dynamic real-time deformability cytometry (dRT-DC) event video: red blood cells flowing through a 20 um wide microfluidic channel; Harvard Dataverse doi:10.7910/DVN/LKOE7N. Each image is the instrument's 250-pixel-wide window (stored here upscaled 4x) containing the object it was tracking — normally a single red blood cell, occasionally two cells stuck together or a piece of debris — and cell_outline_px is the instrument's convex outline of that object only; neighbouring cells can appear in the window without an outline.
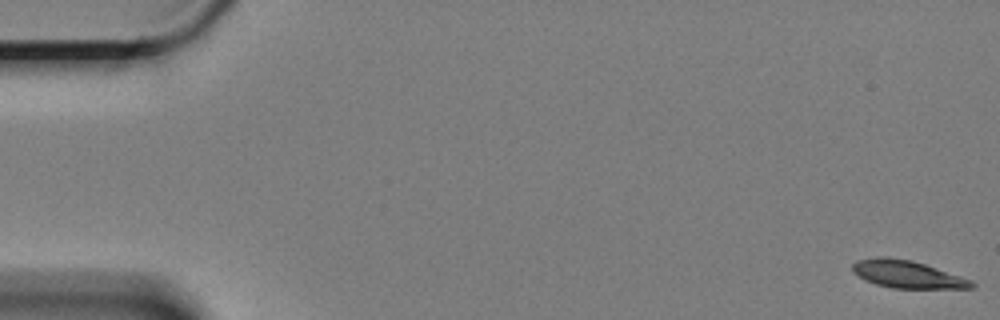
{"species": "Egyptian fruit bat (a non-hibernating species)", "species_latin": "Rousettus aegyptiacus", "temperature_condition": "cold", "stored_images_in_passage": 61, "camera_frame_rate_fps": 3000, "um_per_image_px": 0.085, "animal": {"sex": "female"}, "frame": {"image": 1, "passage_image": 1, "time_ms": 0.0, "image_size_px": [1000, 320], "cell_outline_px": [[976, 284], [972, 288], [892, 288], [876, 284], [864, 280], [852, 272], [852, 264], [856, 260], [880, 256], [908, 260], [924, 264], [972, 280]], "centroid_in_image_um": [77.07, 23.32], "position_along_channel_um": 7.9, "area_um2": 18.9}}
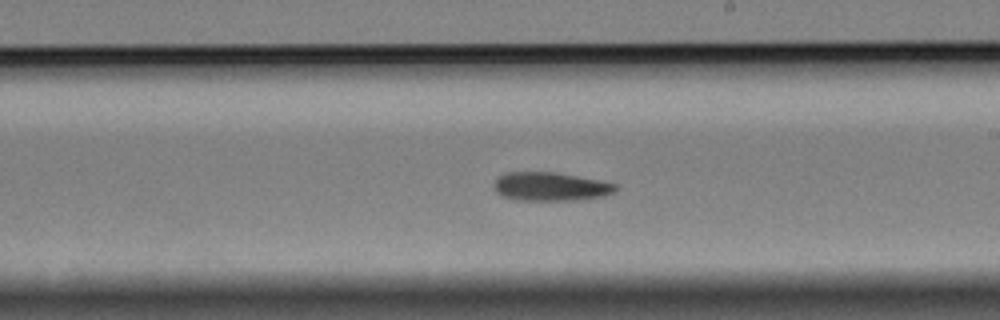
{"frame": {"image": 2, "passage_image": 35, "time_ms": 11.333, "image_size_px": [1000, 320], "cell_outline_px": [[616, 192], [604, 196], [576, 200], [516, 200], [500, 196], [492, 188], [492, 184], [496, 176], [504, 172], [556, 172], [600, 180], [616, 184]], "centroid_in_image_um": [46.72, 15.85], "position_along_channel_um": 242.3, "area_um2": 20.69}}
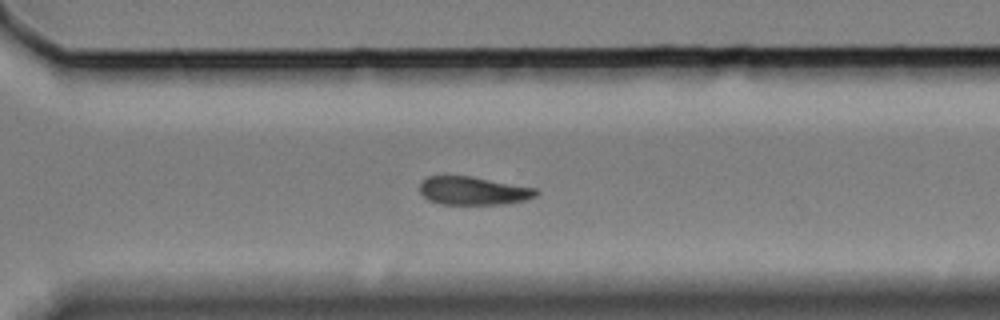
{"frame": {"image": 3, "passage_image": 43, "time_ms": 14.0, "image_size_px": [1000, 320], "cell_outline_px": [[540, 192], [536, 196], [528, 200], [508, 204], [440, 204], [428, 200], [420, 192], [420, 184], [428, 176], [472, 176], [536, 188]], "centroid_in_image_um": [40.28, 16.22], "position_along_channel_um": 330.3, "area_um2": 19.31}, "authors_computed_cell_mechanics": {"area_um2": 20.2878, "velocity_mm_per_s": 3.316, "shape_relaxation_time_tau1_ms": 5.0313, "shape_relaxation_time_tau2_ms": null, "deformation_change_tau1": 0.1313, "deformation_change_tau2": null}}